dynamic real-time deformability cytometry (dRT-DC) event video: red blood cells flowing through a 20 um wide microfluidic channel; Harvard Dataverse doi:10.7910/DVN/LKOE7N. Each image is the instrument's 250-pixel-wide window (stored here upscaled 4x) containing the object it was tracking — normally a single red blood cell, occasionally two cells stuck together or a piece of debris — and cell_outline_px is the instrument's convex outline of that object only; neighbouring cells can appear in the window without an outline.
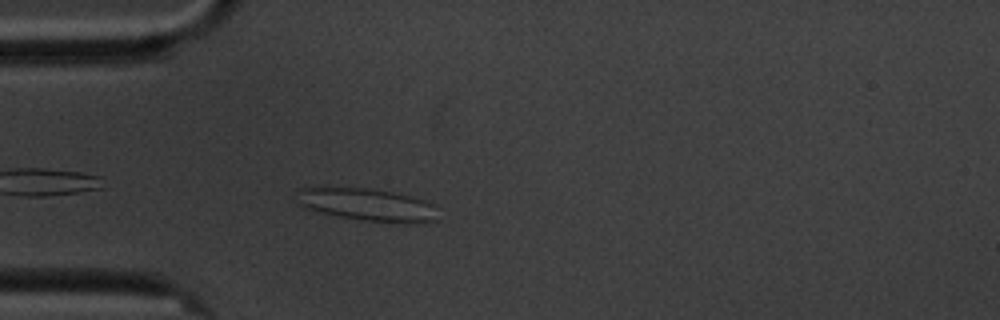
{"species": "common noctule bat (a hibernating species)", "species_latin": "Nyctalus noctula", "temperature_condition": "cold", "stored_images_in_passage": 3, "camera_frame_rate_fps": 3000, "um_per_image_px": 0.085, "animal": {"sex": "male", "body_mass_g": 20.1, "forearm_length_mm": 53.5}, "frame": {"image": 1, "passage_image": 3, "time_ms": 2.333, "image_size_px": [1000, 320], "cell_outline_px": [[436, 220], [408, 224], [404, 224], [364, 220], [340, 216], [308, 208], [300, 204], [296, 192], [300, 188], [364, 188], [392, 192], [424, 200], [432, 204]], "centroid_in_image_um": [31.24, 17.41], "position_along_channel_um": 53.8, "area_um2": 26.01}}